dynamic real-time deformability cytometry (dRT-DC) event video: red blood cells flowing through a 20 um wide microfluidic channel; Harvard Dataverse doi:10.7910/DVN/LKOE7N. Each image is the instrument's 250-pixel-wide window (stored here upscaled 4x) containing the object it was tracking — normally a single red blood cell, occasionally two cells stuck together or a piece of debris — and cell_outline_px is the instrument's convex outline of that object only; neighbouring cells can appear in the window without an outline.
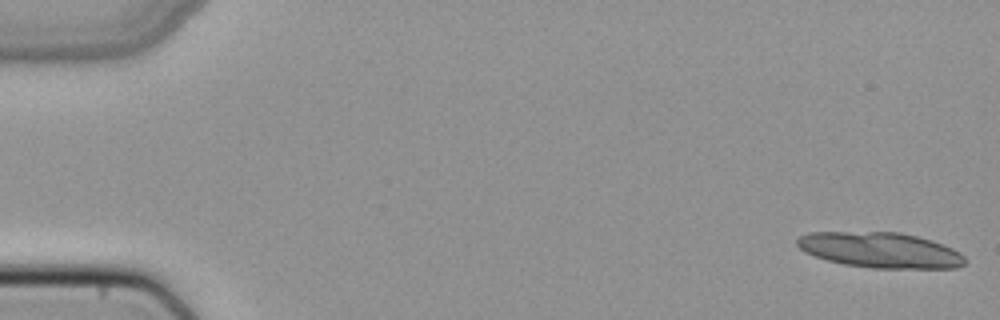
{"species": "common noctule bat (a hibernating species)", "species_latin": "Nyctalus noctula", "temperature_condition": "cold", "stored_images_in_passage": 15, "camera_frame_rate_fps": 3000, "um_per_image_px": 0.085, "animal": {"sex": "female", "body_mass_g": 22.7, "forearm_length_mm": 54.2}, "frame": {"image": 1, "passage_image": 1, "time_ms": 0.0, "image_size_px": [1000, 320], "cell_outline_px": [[964, 264], [956, 268], [872, 268], [844, 264], [828, 260], [804, 252], [796, 244], [796, 240], [800, 236], [808, 232], [900, 232], [932, 240], [952, 248], [960, 252], [964, 256]], "centroid_in_image_um": [74.81, 21.25], "position_along_channel_um": 10.2, "area_um2": 34.62}}